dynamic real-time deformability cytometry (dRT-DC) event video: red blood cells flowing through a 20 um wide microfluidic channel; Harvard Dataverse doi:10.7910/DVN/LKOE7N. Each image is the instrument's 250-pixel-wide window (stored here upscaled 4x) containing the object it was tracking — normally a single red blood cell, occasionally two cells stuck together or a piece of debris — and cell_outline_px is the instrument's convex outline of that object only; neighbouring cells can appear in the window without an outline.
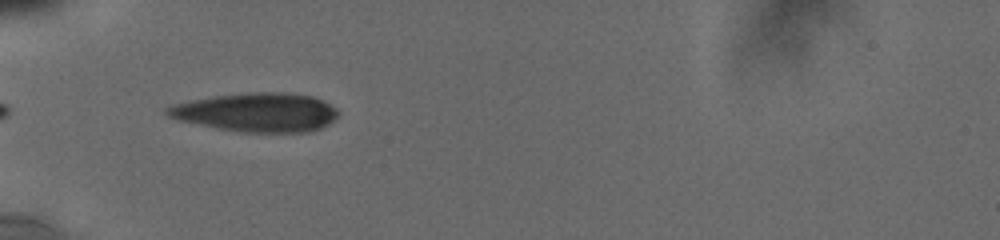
{"species": "human", "species_latin": "Homo sapiens", "temperature_condition": "cold", "stored_images_in_passage": 14, "segment_of_instrument_passage": [2, 2], "camera_frame_rate_fps": 3000, "um_per_image_px": 0.085, "donor": {"sex": "male"}, "frame": {"image": 1, "passage_image": 12, "time_ms": 5.0, "image_size_px": [1000, 240], "cell_outline_px": [[336, 116], [328, 124], [312, 132], [240, 132], [180, 120], [168, 116], [164, 112], [164, 108], [188, 100], [216, 96], [248, 92], [280, 92], [312, 96], [336, 108]], "centroid_in_image_um": [21.8, 9.54], "position_along_channel_um": 63.2, "area_um2": 38.26}}